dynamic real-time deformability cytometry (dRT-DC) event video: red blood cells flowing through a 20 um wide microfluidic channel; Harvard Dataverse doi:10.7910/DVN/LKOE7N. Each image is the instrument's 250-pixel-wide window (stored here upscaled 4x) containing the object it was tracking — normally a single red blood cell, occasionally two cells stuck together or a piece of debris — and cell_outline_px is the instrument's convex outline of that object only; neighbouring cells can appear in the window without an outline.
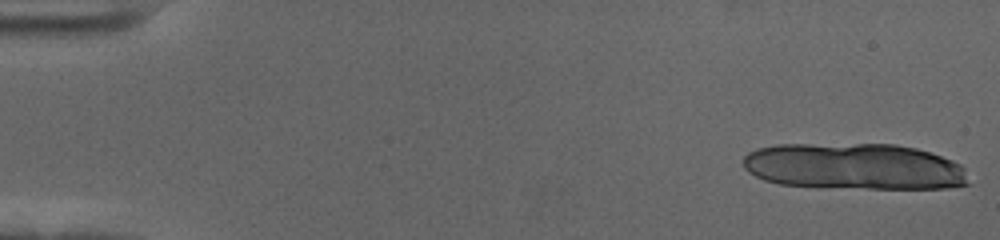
{"species": "human", "species_latin": "Homo sapiens", "temperature_condition": "cold", "stored_images_in_passage": 16, "camera_frame_rate_fps": 3000, "um_per_image_px": 0.085, "donor": {"sex": "female"}, "frame": {"image": 1, "passage_image": 1, "time_ms": 0.0, "image_size_px": [1000, 240], "cell_outline_px": [[968, 184], [948, 188], [868, 188], [780, 184], [764, 180], [748, 172], [744, 168], [744, 156], [748, 152], [760, 148], [780, 144], [896, 144], [916, 148], [952, 160], [960, 164], [964, 168]], "centroid_in_image_um": [72.61, 14.14], "position_along_channel_um": 12.4, "area_um2": 60.46}}